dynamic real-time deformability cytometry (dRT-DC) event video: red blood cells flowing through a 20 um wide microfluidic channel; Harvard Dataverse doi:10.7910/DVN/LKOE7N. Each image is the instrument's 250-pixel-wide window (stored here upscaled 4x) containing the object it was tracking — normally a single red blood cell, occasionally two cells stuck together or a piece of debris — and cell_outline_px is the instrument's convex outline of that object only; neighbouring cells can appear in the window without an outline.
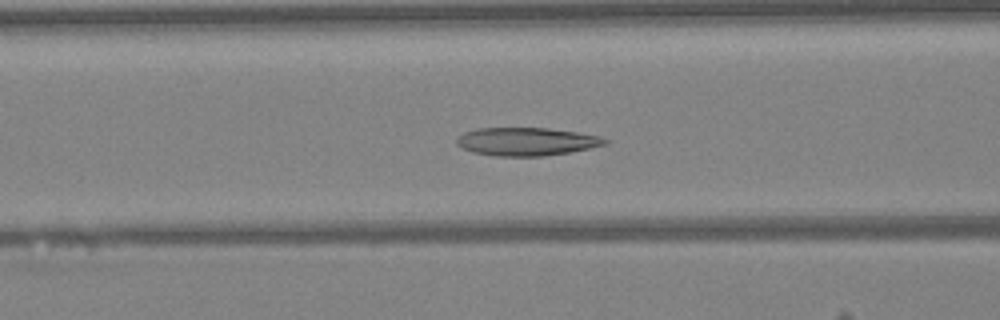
{"species": "Egyptian fruit bat (a non-hibernating species)", "species_latin": "Rousettus aegyptiacus", "temperature_condition": "warm", "stored_images_in_passage": 48, "camera_frame_rate_fps": 3000, "um_per_image_px": 0.085, "animal": {"sex": "female"}, "frame": {"image": 1, "passage_image": 19, "time_ms": 6.0, "image_size_px": [1000, 320], "cell_outline_px": [[608, 144], [592, 148], [544, 156], [496, 156], [472, 152], [456, 144], [456, 140], [464, 132], [476, 128], [548, 128], [576, 132], [600, 136], [608, 140]], "centroid_in_image_um": [44.77, 12.03], "position_along_channel_um": 121.8, "area_um2": 24.28}}
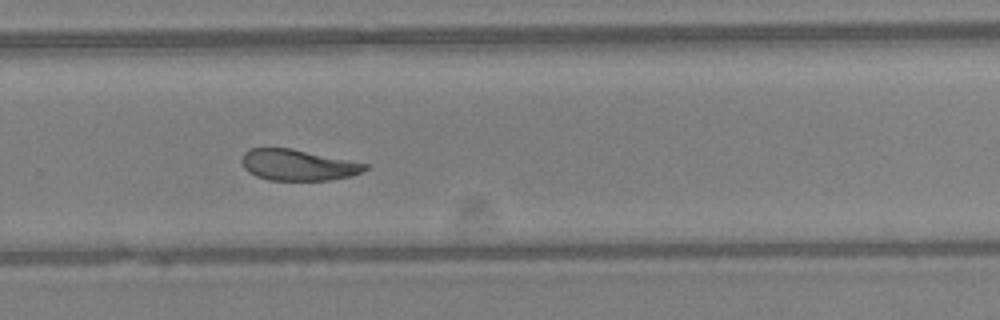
{"frame": {"image": 2, "passage_image": 32, "time_ms": 10.333, "image_size_px": [1000, 320], "cell_outline_px": [[368, 168], [360, 172], [348, 176], [332, 180], [268, 180], [256, 176], [248, 172], [244, 168], [240, 160], [244, 152], [248, 148], [292, 148], [368, 164]], "centroid_in_image_um": [25.27, 14.02], "position_along_channel_um": 304.5, "area_um2": 22.31}}
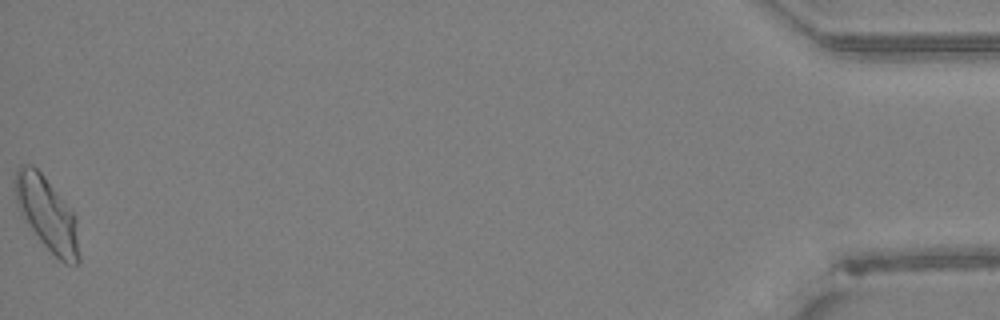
{"frame": {"image": 3, "passage_image": 48, "time_ms": 15.667, "image_size_px": [1000, 320], "cell_outline_px": [[80, 260], [76, 264], [64, 264], [40, 240], [28, 224], [16, 200], [12, 184], [12, 180], [20, 164], [32, 164], [44, 176], [76, 216], [80, 256]], "centroid_in_image_um": [4.0, 18.16], "position_along_channel_um": 431.2, "area_um2": 27.17}, "authors_computed_cell_mechanics": {"area_um2": 24.5361, "velocity_mm_per_s": 4.2427, "shape_relaxation_time_tau1_ms": null, "shape_relaxation_time_tau2_ms": 3.2343, "deformation_change_tau1": null, "deformation_change_tau2": 0.0874}}